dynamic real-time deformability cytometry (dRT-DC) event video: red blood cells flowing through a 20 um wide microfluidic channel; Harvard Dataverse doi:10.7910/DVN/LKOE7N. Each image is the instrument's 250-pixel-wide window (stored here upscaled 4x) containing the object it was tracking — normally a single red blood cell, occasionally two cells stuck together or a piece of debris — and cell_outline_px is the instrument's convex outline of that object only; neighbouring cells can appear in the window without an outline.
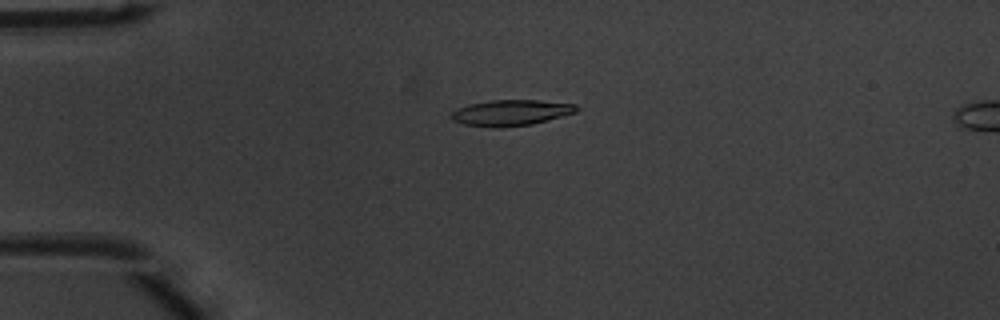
{"species": "common noctule bat (a hibernating species)", "species_latin": "Nyctalus noctula", "temperature_condition": "warm", "stored_images_in_passage": 51, "camera_frame_rate_fps": 3000, "um_per_image_px": 0.085, "animal": {"sex": "male", "body_mass_g": 20.1, "forearm_length_mm": 53.5}, "frame": {"image": 1, "passage_image": 13, "time_ms": 4.0, "image_size_px": [1000, 320], "cell_outline_px": [[580, 108], [576, 112], [532, 124], [464, 124], [452, 120], [452, 112], [456, 108], [468, 104], [492, 100], [536, 100], [576, 104]], "centroid_in_image_um": [43.48, 9.51], "position_along_channel_um": 41.5, "area_um2": 17.8}}
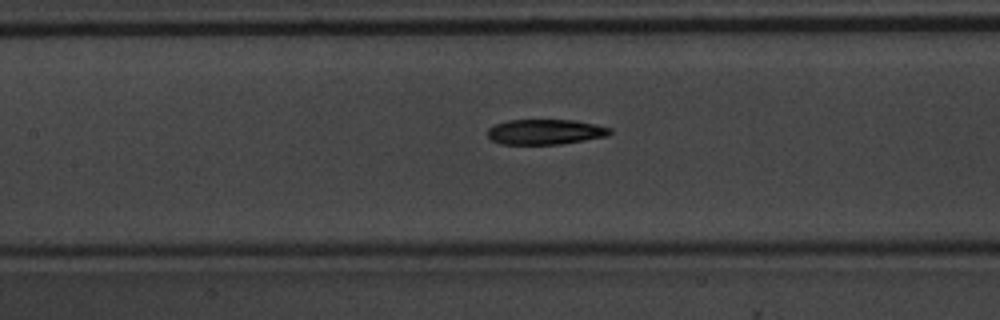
{"frame": {"image": 2, "passage_image": 24, "time_ms": 7.667, "image_size_px": [1000, 320], "cell_outline_px": [[612, 132], [608, 136], [560, 144], [500, 144], [492, 140], [488, 136], [488, 128], [496, 124], [508, 120], [576, 120], [596, 124], [612, 128]], "centroid_in_image_um": [46.38, 11.2], "position_along_channel_um": 161.0, "area_um2": 18.03}}
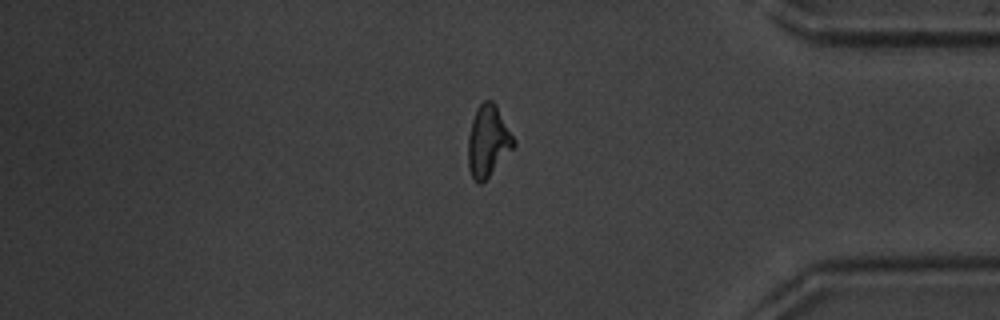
{"frame": {"image": 3, "passage_image": 43, "time_ms": 14.0, "image_size_px": [1000, 320], "cell_outline_px": [[516, 144], [488, 176], [480, 184], [476, 184], [468, 168], [468, 136], [472, 120], [480, 104], [484, 100], [492, 100], [496, 104], [516, 140]], "centroid_in_image_um": [41.48, 11.98], "position_along_channel_um": 393.7, "area_um2": 18.79}, "authors_computed_cell_mechanics": {"area_um2": 18.4382, "velocity_mm_per_s": 4.0362, "shape_relaxation_time_tau1_ms": 4.4977, "shape_relaxation_time_tau2_ms": 5.7757, "deformation_change_tau1": 0.1878, "deformation_change_tau2": 0.1495}}